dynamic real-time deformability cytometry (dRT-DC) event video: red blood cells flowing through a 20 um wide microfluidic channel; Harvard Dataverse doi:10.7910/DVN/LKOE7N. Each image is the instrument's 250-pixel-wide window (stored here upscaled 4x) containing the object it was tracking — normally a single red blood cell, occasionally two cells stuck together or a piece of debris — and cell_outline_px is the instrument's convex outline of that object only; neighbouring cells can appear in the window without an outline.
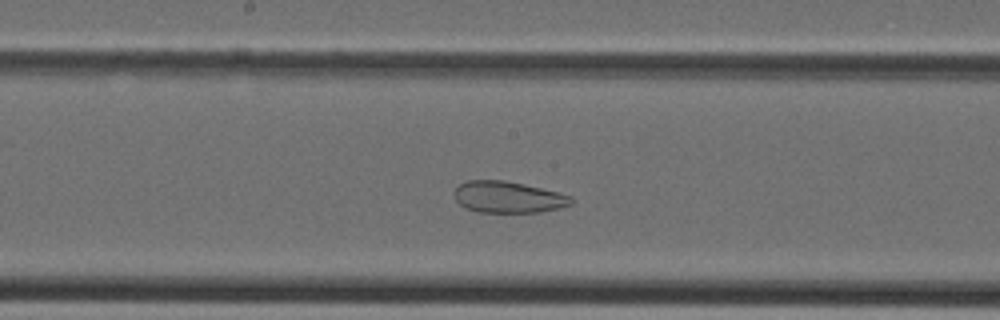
{"species": "Egyptian fruit bat (a non-hibernating species)", "species_latin": "Rousettus aegyptiacus", "temperature_condition": "cold", "stored_images_in_passage": 35, "camera_frame_rate_fps": 3000, "um_per_image_px": 0.085, "animal": {"sex": "female"}, "frame": {"image": 1, "passage_image": 16, "time_ms": 5.0, "image_size_px": [1000, 320], "cell_outline_px": [[576, 200], [572, 204], [560, 208], [540, 212], [480, 212], [464, 208], [456, 200], [452, 192], [460, 184], [468, 180], [504, 180], [524, 184], [572, 196]], "centroid_in_image_um": [43.19, 16.76], "position_along_channel_um": 205.0, "area_um2": 21.56}}
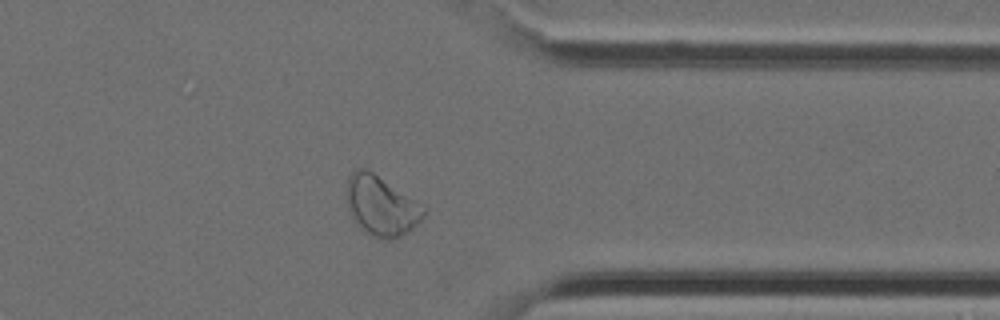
{"frame": {"image": 2, "passage_image": 27, "time_ms": 8.667, "image_size_px": [1000, 320], "cell_outline_px": [[428, 212], [412, 228], [388, 240], [380, 240], [360, 228], [356, 224], [348, 212], [348, 176], [356, 168], [364, 168], [372, 172], [424, 204], [428, 208]], "centroid_in_image_um": [32.43, 17.49], "position_along_channel_um": 379.0, "area_um2": 26.76}}
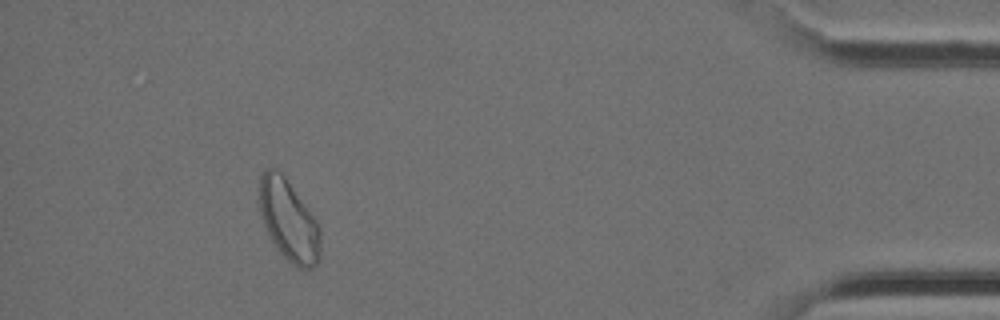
{"frame": {"image": 3, "passage_image": 32, "time_ms": 10.333, "image_size_px": [1000, 320], "cell_outline_px": [[320, 260], [312, 268], [296, 268], [280, 252], [272, 240], [260, 216], [260, 172], [264, 168], [276, 168], [284, 176], [316, 220], [320, 228]], "centroid_in_image_um": [24.54, 18.74], "position_along_channel_um": 410.7, "area_um2": 28.61}}